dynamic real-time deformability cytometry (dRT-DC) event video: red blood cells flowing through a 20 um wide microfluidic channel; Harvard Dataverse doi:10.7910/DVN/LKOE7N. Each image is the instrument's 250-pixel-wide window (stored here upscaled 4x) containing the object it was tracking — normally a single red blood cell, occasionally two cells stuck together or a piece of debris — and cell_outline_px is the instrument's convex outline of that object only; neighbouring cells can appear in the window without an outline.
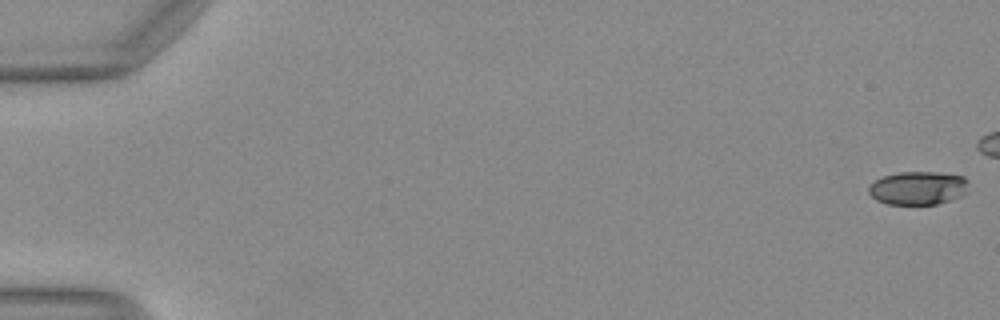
{"species": "Egyptian fruit bat (a non-hibernating species)", "species_latin": "Rousettus aegyptiacus", "temperature_condition": "warm", "stored_images_in_passage": 45, "camera_frame_rate_fps": 3000, "um_per_image_px": 0.085, "animal": {"sex": "female"}, "frame": {"image": 1, "passage_image": 1, "time_ms": 0.0, "image_size_px": [1000, 320], "cell_outline_px": [[968, 192], [960, 196], [936, 204], [888, 204], [876, 200], [868, 192], [868, 188], [876, 180], [884, 176], [900, 172], [936, 172], [964, 176], [968, 180]], "centroid_in_image_um": [78.06, 15.98], "position_along_channel_um": 6.9, "area_um2": 19.36}}
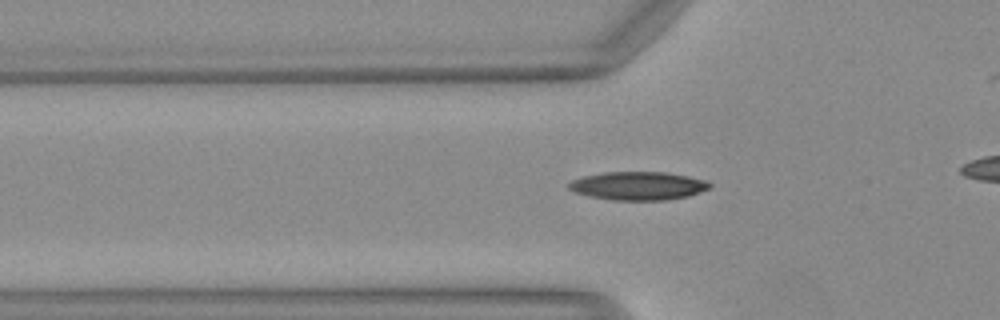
{"frame": {"image": 2, "passage_image": 18, "time_ms": 5.667, "image_size_px": [1000, 320], "cell_outline_px": [[712, 188], [688, 196], [668, 200], [612, 200], [592, 196], [576, 192], [568, 188], [568, 184], [572, 180], [584, 176], [604, 172], [664, 172], [688, 176], [704, 180], [712, 184]], "centroid_in_image_um": [54.28, 15.79], "position_along_channel_um": 71.5, "area_um2": 23.18}}
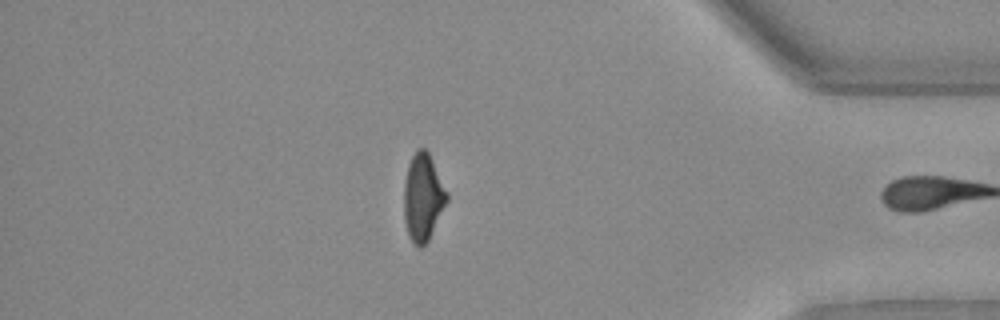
{"frame": {"image": 3, "passage_image": 44, "time_ms": 14.333, "image_size_px": [1000, 320], "cell_outline_px": [[448, 200], [428, 240], [420, 248], [412, 240], [408, 232], [404, 220], [404, 180], [408, 164], [416, 148], [424, 148], [428, 152], [448, 192]], "centroid_in_image_um": [35.95, 16.73], "position_along_channel_um": 399.3, "area_um2": 21.62}, "authors_computed_cell_mechanics": {"area_um2": 21.8484, "velocity_mm_per_s": 4.137, "shape_relaxation_time_tau1_ms": 5.4631, "shape_relaxation_time_tau2_ms": 3.1505, "deformation_change_tau1": 0.1997, "deformation_change_tau2": 0.0966}}